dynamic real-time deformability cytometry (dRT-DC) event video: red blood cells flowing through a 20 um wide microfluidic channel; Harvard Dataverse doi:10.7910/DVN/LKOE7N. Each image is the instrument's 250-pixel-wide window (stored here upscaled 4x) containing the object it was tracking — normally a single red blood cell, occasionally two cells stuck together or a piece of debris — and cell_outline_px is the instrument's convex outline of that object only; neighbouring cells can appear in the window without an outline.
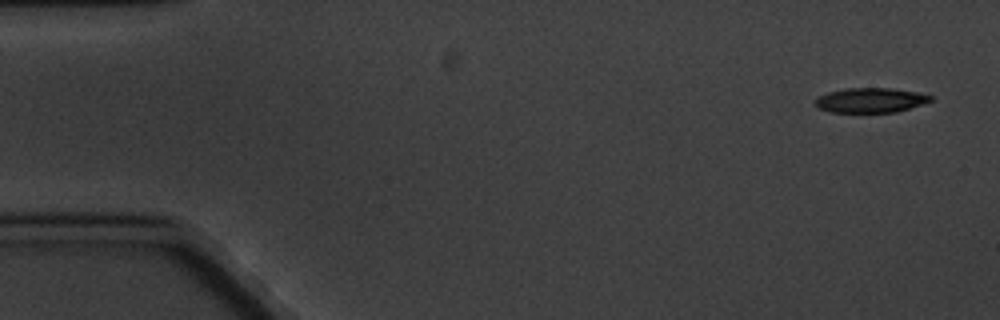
{"species": "common noctule bat (a hibernating species)", "species_latin": "Nyctalus noctula", "temperature_condition": "cold", "stored_images_in_passage": 5, "camera_frame_rate_fps": 3000, "um_per_image_px": 0.085, "animal": {"sex": "male", "body_mass_g": 20.1, "forearm_length_mm": 53.5}, "frame": {"image": 1, "passage_image": 1, "time_ms": 0.0, "image_size_px": [1000, 320], "cell_outline_px": [[932, 100], [896, 112], [832, 112], [820, 108], [816, 104], [816, 96], [828, 92], [848, 88], [892, 88], [916, 92], [932, 96]], "centroid_in_image_um": [73.97, 8.51], "position_along_channel_um": 11.0, "area_um2": 16.36}}
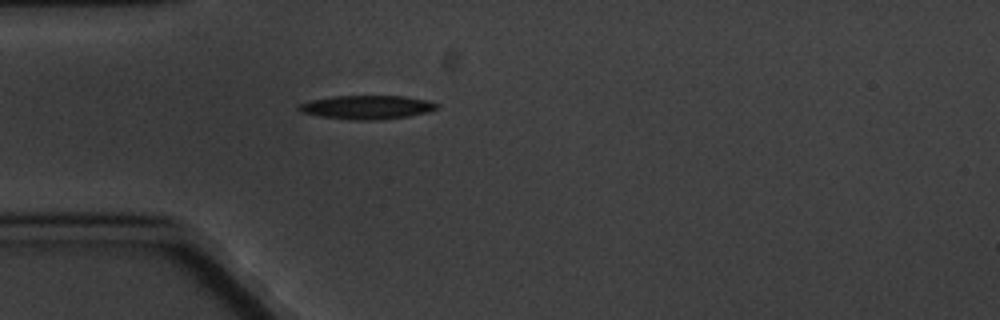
{"frame": {"image": 2, "passage_image": 5, "time_ms": 4.667, "image_size_px": [1000, 320], "cell_outline_px": [[440, 108], [428, 112], [408, 116], [380, 120], [352, 120], [320, 116], [300, 112], [296, 108], [296, 104], [312, 100], [332, 96], [404, 96], [428, 100], [440, 104]], "centroid_in_image_um": [31.2, 9.11], "position_along_channel_um": 53.8, "area_um2": 19.36}}